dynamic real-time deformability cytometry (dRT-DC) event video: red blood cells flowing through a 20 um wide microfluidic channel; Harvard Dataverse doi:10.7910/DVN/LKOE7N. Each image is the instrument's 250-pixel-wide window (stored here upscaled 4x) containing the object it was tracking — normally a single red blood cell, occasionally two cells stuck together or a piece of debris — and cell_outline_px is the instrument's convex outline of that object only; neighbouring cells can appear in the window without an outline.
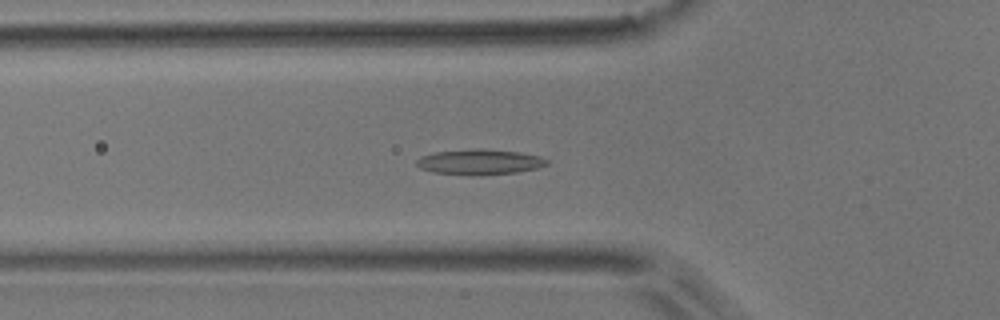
{"species": "common noctule bat (a hibernating species)", "species_latin": "Nyctalus noctula", "temperature_condition": "room temperature", "stored_images_in_passage": 55, "camera_frame_rate_fps": 3000, "um_per_image_px": 0.085, "animal": {"sex": "male", "body_mass_g": 17.9}, "frame": {"image": 1, "passage_image": 19, "time_ms": 6.0, "image_size_px": [1000, 320], "cell_outline_px": [[548, 164], [536, 168], [516, 172], [480, 176], [432, 172], [420, 168], [416, 164], [416, 160], [420, 156], [436, 152], [476, 148], [480, 148], [520, 152], [540, 156], [548, 160]], "centroid_in_image_um": [40.76, 13.76], "position_along_channel_um": 85.0, "area_um2": 19.36}}
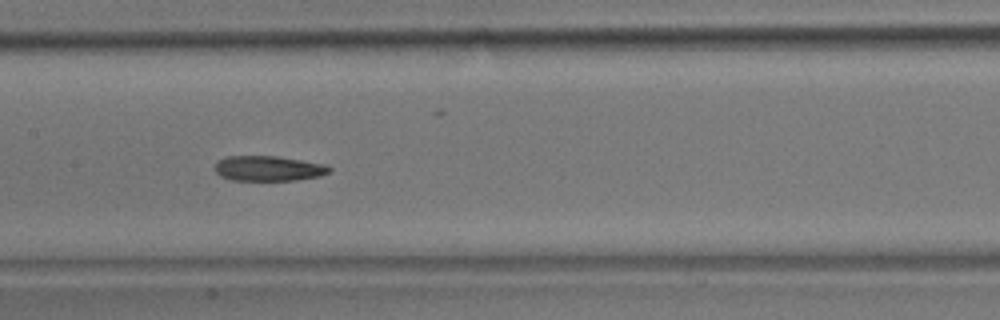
{"frame": {"image": 2, "passage_image": 27, "time_ms": 8.667, "image_size_px": [1000, 320], "cell_outline_px": [[332, 168], [328, 172], [320, 176], [296, 180], [232, 180], [220, 176], [216, 172], [216, 164], [220, 160], [228, 156], [276, 156], [328, 164]], "centroid_in_image_um": [22.86, 14.31], "position_along_channel_um": 184.5, "area_um2": 16.7}}
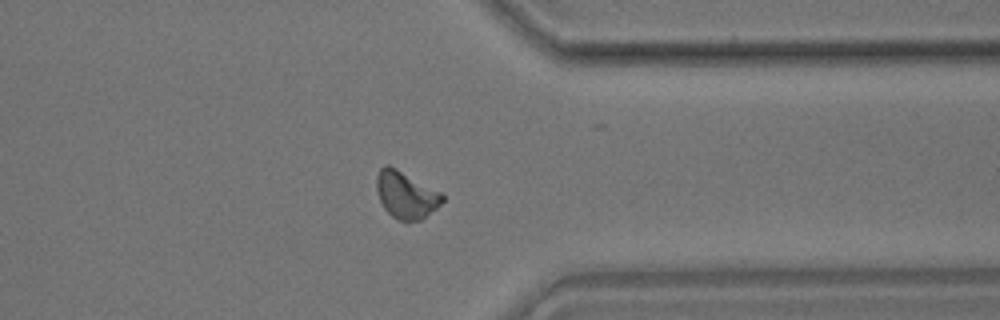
{"frame": {"image": 3, "passage_image": 43, "time_ms": 14.0, "image_size_px": [1000, 320], "cell_outline_px": [[444, 200], [436, 208], [420, 220], [400, 220], [392, 216], [384, 208], [380, 200], [376, 188], [376, 176], [380, 168], [384, 164], [388, 164], [396, 168], [440, 192], [444, 196]], "centroid_in_image_um": [34.47, 16.54], "position_along_channel_um": 376.9, "area_um2": 17.74}, "authors_computed_cell_mechanics": {"area_um2": 17.5712, "velocity_mm_per_s": 3.713, "shape_relaxation_time_tau1_ms": null, "shape_relaxation_time_tau2_ms": 4.8935, "deformation_change_tau1": null, "deformation_change_tau2": 0.1175}}